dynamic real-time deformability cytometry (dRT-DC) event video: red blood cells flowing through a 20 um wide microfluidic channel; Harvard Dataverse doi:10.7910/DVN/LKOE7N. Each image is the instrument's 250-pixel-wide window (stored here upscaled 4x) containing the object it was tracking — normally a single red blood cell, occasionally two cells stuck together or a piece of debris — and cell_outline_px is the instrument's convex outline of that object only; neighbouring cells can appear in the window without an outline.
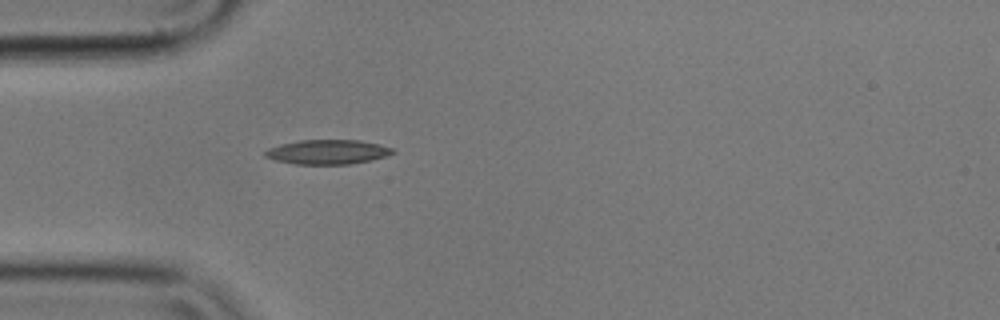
{"species": "common noctule bat (a hibernating species)", "species_latin": "Nyctalus noctula", "temperature_condition": "cold", "stored_images_in_passage": 1, "camera_frame_rate_fps": 3000, "um_per_image_px": 0.085, "animal": {"sex": "male", "body_mass_g": 17.9}, "frame": {"image": 1, "passage_image": 1, "time_ms": 0.0, "image_size_px": [1000, 320], "cell_outline_px": [[396, 152], [372, 160], [348, 164], [296, 164], [276, 160], [264, 156], [264, 152], [268, 148], [280, 144], [300, 140], [360, 140], [392, 148]], "centroid_in_image_um": [27.82, 12.91], "position_along_channel_um": 57.2, "area_um2": 18.03}}